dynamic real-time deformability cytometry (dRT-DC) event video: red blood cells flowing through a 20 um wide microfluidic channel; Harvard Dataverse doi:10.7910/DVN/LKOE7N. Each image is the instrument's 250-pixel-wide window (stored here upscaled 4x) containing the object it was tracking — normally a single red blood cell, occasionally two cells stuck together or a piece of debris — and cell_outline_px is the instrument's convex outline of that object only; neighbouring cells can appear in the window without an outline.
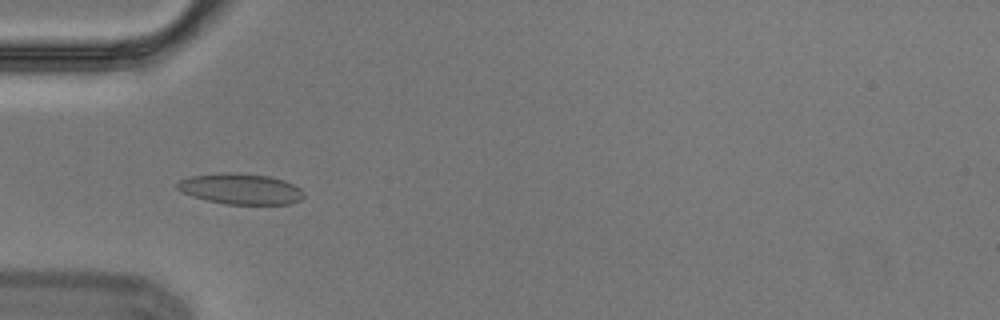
{"species": "Egyptian fruit bat (a non-hibernating species)", "species_latin": "Rousettus aegyptiacus", "temperature_condition": "cold", "stored_images_in_passage": 5, "camera_frame_rate_fps": 3000, "um_per_image_px": 0.085, "animal": {"sex": "male"}, "frame": {"image": 1, "passage_image": 4, "time_ms": 1.0, "image_size_px": [1000, 320], "cell_outline_px": [[304, 196], [300, 200], [292, 204], [224, 204], [192, 196], [176, 188], [176, 184], [180, 180], [192, 176], [268, 176], [284, 180], [300, 188], [304, 192]], "centroid_in_image_um": [20.53, 16.13], "position_along_channel_um": 64.5, "area_um2": 21.39}}